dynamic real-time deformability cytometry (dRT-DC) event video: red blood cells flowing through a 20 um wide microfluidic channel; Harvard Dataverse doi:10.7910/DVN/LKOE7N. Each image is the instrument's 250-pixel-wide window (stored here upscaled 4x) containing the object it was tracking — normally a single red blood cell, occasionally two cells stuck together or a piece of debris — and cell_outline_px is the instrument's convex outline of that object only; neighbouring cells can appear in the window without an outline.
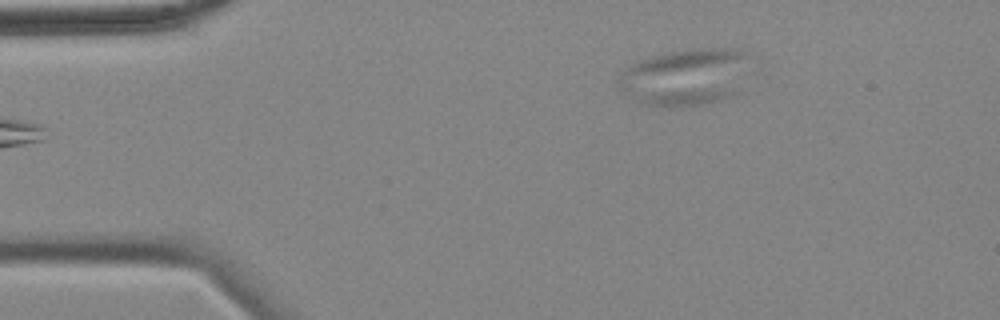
{"species": "common noctule bat (a hibernating species)", "species_latin": "Nyctalus noctula", "temperature_condition": "cold", "stored_images_in_passage": 50, "camera_frame_rate_fps": 3000, "um_per_image_px": 0.085, "animal": {"sex": "female", "body_mass_g": 18.4}, "frame": {"image": 1, "passage_image": 1, "time_ms": 0.0, "image_size_px": [1000, 320], "cell_outline_px": [[744, 56], [736, 92], [728, 96], [696, 104], [644, 104], [620, 92], [620, 84], [628, 68], [632, 64], [640, 60], [664, 52], [692, 48], [744, 48]], "centroid_in_image_um": [58.18, 6.48], "position_along_channel_um": 26.8, "area_um2": 41.15}}
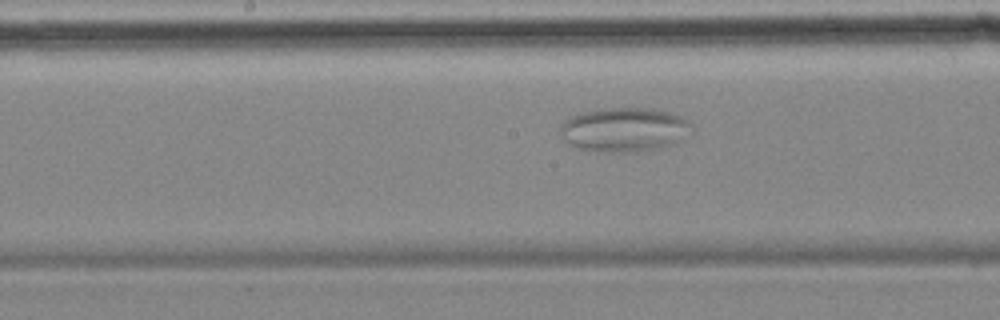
{"frame": {"image": 2, "passage_image": 21, "time_ms": 6.667, "image_size_px": [1000, 320], "cell_outline_px": [[692, 124], [668, 144], [660, 148], [636, 152], [600, 152], [580, 148], [568, 144], [564, 140], [560, 132], [560, 128], [572, 116], [584, 112], [604, 108], [652, 108], [668, 112], [680, 116]], "centroid_in_image_um": [52.95, 11.01], "position_along_channel_um": 195.2, "area_um2": 32.77}}
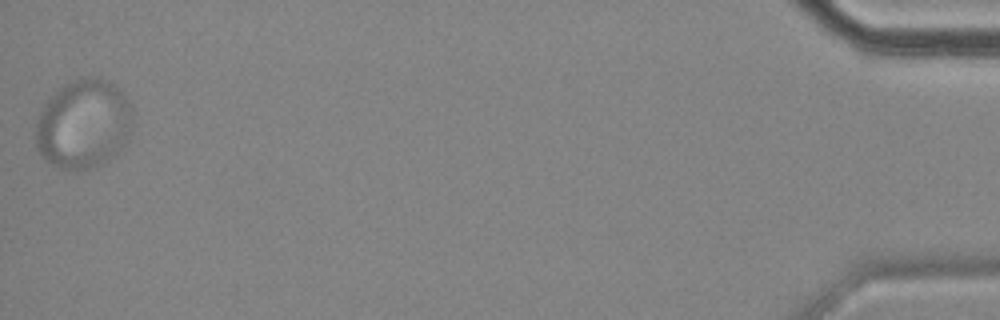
{"frame": {"image": 3, "passage_image": 50, "time_ms": 16.333, "image_size_px": [1000, 320], "cell_outline_px": [[132, 128], [128, 140], [104, 164], [92, 168], [60, 168], [44, 160], [36, 148], [36, 124], [40, 112], [44, 104], [64, 84], [72, 80], [84, 76], [92, 76], [108, 80], [120, 88], [124, 92], [132, 108]], "centroid_in_image_um": [7.12, 10.52], "position_along_channel_um": 428.1, "area_um2": 50.63}}